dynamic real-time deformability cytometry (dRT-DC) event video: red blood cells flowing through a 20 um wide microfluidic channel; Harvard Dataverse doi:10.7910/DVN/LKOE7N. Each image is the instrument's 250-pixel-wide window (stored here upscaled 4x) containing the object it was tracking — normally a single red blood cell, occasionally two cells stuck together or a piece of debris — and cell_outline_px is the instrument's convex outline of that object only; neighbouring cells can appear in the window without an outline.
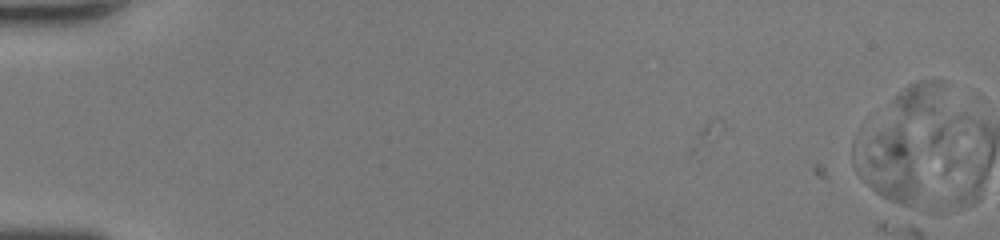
{"species": "human", "species_latin": "Homo sapiens", "temperature_condition": "room temperature", "stored_images_in_passage": 4, "camera_frame_rate_fps": 3000, "um_per_image_px": 0.085, "donor": {"sex": "female"}, "frame": {"image": 1, "passage_image": 4, "time_ms": 1.0, "image_size_px": [1000, 240], "cell_outline_px": [[916, 188], [908, 204], [904, 204], [880, 196], [856, 172], [852, 164], [852, 144], [860, 124], [864, 120], [900, 124], [904, 132], [916, 180]], "centroid_in_image_um": [75.18, 13.62], "position_along_channel_um": 9.8, "area_um2": 28.44}}